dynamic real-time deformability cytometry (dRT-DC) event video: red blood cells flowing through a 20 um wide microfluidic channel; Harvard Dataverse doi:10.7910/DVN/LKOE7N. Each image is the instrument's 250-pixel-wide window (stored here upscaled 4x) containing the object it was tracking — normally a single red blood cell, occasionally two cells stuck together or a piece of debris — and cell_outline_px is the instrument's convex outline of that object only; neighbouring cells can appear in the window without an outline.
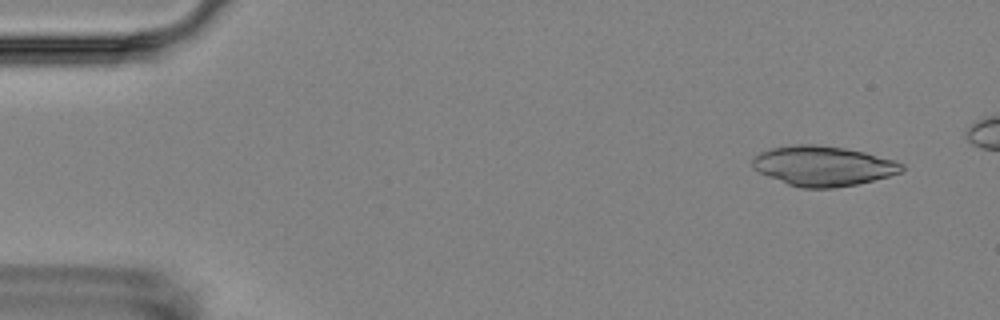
{"species": "Egyptian fruit bat (a non-hibernating species)", "species_latin": "Rousettus aegyptiacus", "temperature_condition": "room temperature", "stored_images_in_passage": 7, "camera_frame_rate_fps": 3000, "um_per_image_px": 0.085, "animal": {"sex": "female"}, "frame": {"image": 1, "passage_image": 2, "time_ms": 1.0, "image_size_px": [1000, 320], "cell_outline_px": [[904, 168], [900, 172], [888, 176], [856, 184], [832, 188], [800, 188], [788, 184], [768, 176], [752, 168], [752, 160], [760, 152], [768, 148], [796, 144], [816, 144], [844, 148], [864, 152], [896, 160], [904, 164]], "centroid_in_image_um": [69.95, 14.09], "position_along_channel_um": 15.1, "area_um2": 34.68}}